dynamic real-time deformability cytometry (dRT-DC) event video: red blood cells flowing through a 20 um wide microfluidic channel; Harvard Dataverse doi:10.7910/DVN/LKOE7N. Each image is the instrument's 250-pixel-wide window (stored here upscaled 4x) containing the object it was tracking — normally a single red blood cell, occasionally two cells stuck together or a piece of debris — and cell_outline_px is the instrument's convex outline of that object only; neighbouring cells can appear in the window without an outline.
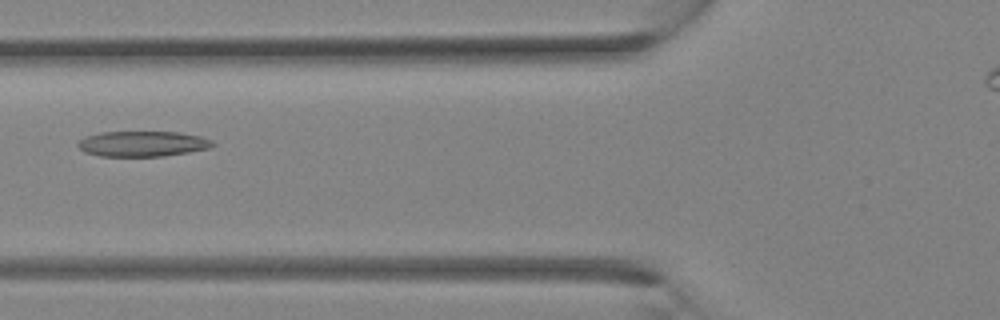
{"species": "Egyptian fruit bat (a non-hibernating species)", "species_latin": "Rousettus aegyptiacus", "temperature_condition": "room temperature", "stored_images_in_passage": 33, "camera_frame_rate_fps": 3000, "um_per_image_px": 0.085, "animal": {"sex": "female"}, "frame": {"image": 1, "passage_image": 14, "time_ms": 4.333, "image_size_px": [1000, 320], "cell_outline_px": [[216, 144], [208, 148], [188, 152], [164, 156], [100, 156], [84, 152], [76, 144], [84, 136], [100, 132], [180, 132], [200, 136], [212, 140]], "centroid_in_image_um": [12.1, 12.22], "position_along_channel_um": 113.7, "area_um2": 20.0}}
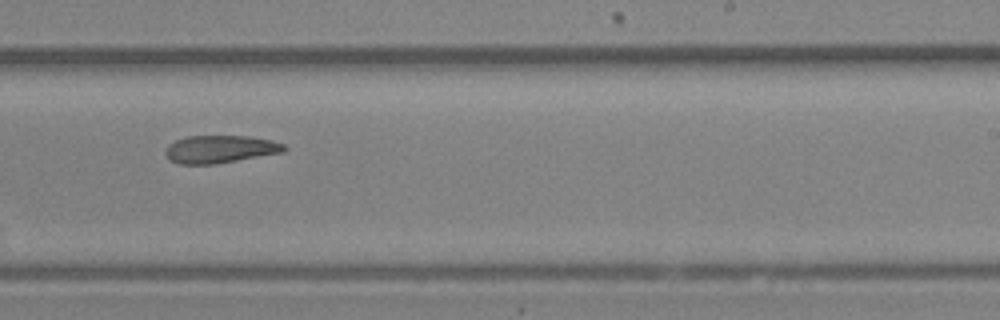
{"frame": {"image": 2, "passage_image": 22, "time_ms": 7.0, "image_size_px": [1000, 320], "cell_outline_px": [[288, 148], [284, 152], [216, 164], [180, 164], [168, 160], [164, 152], [168, 144], [176, 140], [188, 136], [252, 136], [272, 140], [284, 144]], "centroid_in_image_um": [18.71, 12.68], "position_along_channel_um": 270.3, "area_um2": 19.36}}
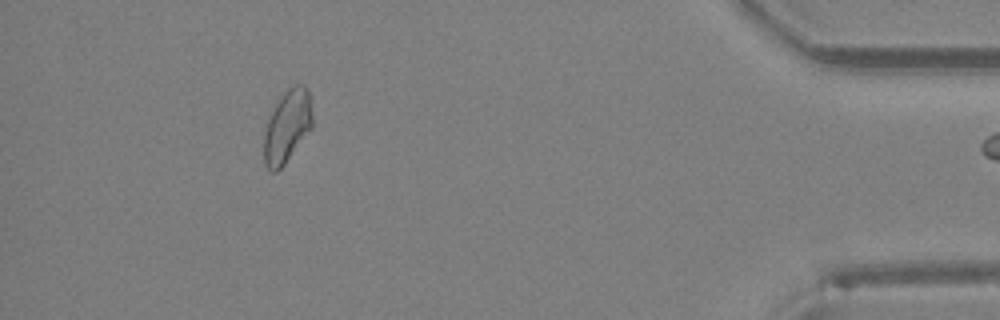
{"frame": {"image": 3, "passage_image": 32, "time_ms": 10.333, "image_size_px": [1000, 320], "cell_outline_px": [[312, 128], [284, 164], [276, 172], [268, 172], [264, 164], [264, 136], [268, 120], [280, 96], [288, 88], [296, 84], [304, 84], [308, 88], [312, 112]], "centroid_in_image_um": [24.41, 10.74], "position_along_channel_um": 410.8, "area_um2": 20.46}}